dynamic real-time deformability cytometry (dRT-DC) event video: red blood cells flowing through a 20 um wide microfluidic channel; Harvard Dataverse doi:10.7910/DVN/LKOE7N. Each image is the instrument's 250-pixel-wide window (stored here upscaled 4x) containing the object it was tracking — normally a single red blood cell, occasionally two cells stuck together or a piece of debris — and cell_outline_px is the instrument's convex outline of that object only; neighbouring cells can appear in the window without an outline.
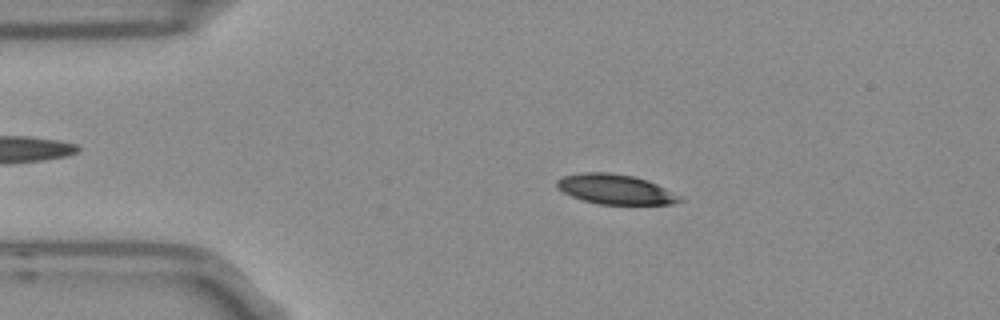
{"species": "Egyptian fruit bat (a non-hibernating species)", "species_latin": "Rousettus aegyptiacus", "temperature_condition": "room temperature", "stored_images_in_passage": 53, "camera_frame_rate_fps": 3000, "um_per_image_px": 0.085, "frame": {"image": 1, "passage_image": 10, "time_ms": 3.0, "image_size_px": [1000, 320], "cell_outline_px": [[684, 200], [672, 204], [600, 204], [584, 200], [572, 196], [564, 192], [556, 184], [556, 180], [564, 176], [584, 172], [608, 172], [632, 176], [648, 180], [680, 196]], "centroid_in_image_um": [52.32, 16.08], "position_along_channel_um": 32.7, "area_um2": 21.04}}
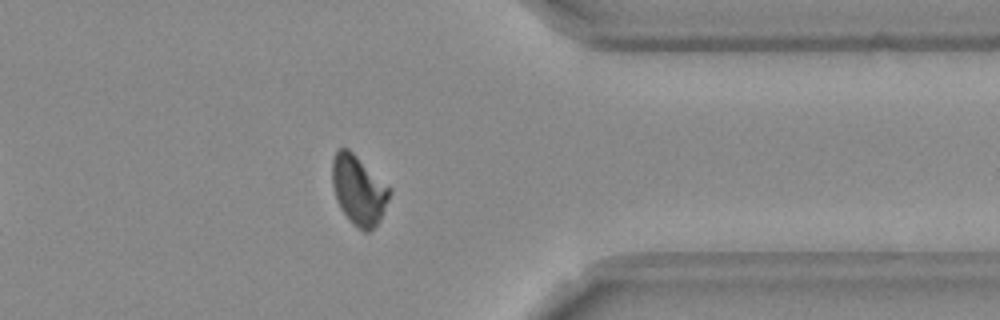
{"frame": {"image": 2, "passage_image": 42, "time_ms": 13.667, "image_size_px": [1000, 320], "cell_outline_px": [[392, 192], [380, 220], [368, 232], [364, 232], [352, 224], [340, 208], [336, 200], [332, 184], [332, 160], [336, 152], [340, 148], [348, 148], [392, 188]], "centroid_in_image_um": [30.49, 16.16], "position_along_channel_um": 380.9, "area_um2": 23.29}}
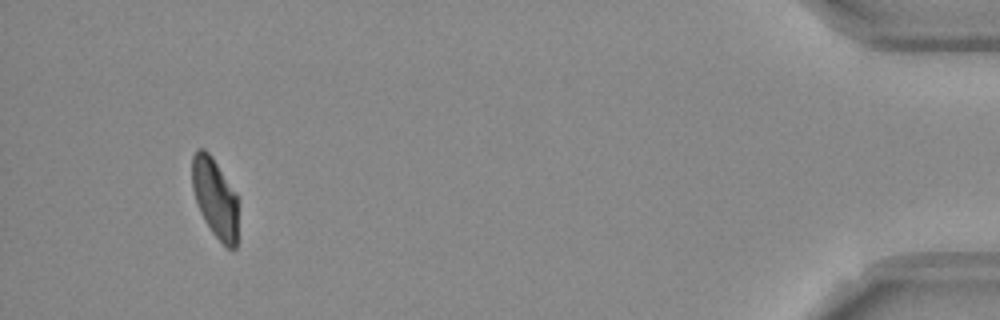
{"frame": {"image": 3, "passage_image": 50, "time_ms": 16.333, "image_size_px": [1000, 320], "cell_outline_px": [[236, 248], [228, 248], [212, 232], [204, 220], [200, 212], [192, 188], [192, 156], [196, 148], [204, 148], [212, 156], [236, 192]], "centroid_in_image_um": [18.24, 16.75], "position_along_channel_um": 417.0, "area_um2": 21.04}, "authors_computed_cell_mechanics": {"area_um2": 22.5998, "velocity_mm_per_s": 3.7444, "shape_relaxation_time_tau1_ms": 5.1483, "shape_relaxation_time_tau2_ms": 3.226, "deformation_change_tau1": 0.1586, "deformation_change_tau2": 0.0723}}